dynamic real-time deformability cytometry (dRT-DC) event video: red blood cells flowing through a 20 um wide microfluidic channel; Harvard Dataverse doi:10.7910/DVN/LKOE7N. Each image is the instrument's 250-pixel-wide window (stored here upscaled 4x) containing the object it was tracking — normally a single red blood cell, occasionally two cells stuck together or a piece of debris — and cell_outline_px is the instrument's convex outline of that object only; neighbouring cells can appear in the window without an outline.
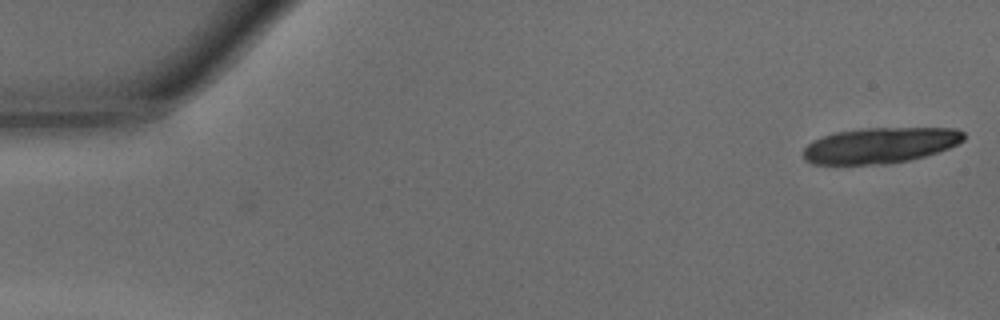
{"species": "common noctule bat (a hibernating species)", "species_latin": "Nyctalus noctula", "temperature_condition": "warm", "stored_images_in_passage": 13, "camera_frame_rate_fps": 3000, "um_per_image_px": 0.085, "animal": {"sex": "male", "body_mass_g": 15.6}, "frame": {"image": 1, "passage_image": 1, "time_ms": 0.0, "image_size_px": [1000, 320], "cell_outline_px": [[964, 140], [948, 148], [924, 156], [908, 160], [888, 164], [812, 164], [804, 160], [804, 148], [812, 140], [836, 132], [860, 128], [956, 128], [964, 132]], "centroid_in_image_um": [74.79, 12.35], "position_along_channel_um": 10.2, "area_um2": 33.35}}